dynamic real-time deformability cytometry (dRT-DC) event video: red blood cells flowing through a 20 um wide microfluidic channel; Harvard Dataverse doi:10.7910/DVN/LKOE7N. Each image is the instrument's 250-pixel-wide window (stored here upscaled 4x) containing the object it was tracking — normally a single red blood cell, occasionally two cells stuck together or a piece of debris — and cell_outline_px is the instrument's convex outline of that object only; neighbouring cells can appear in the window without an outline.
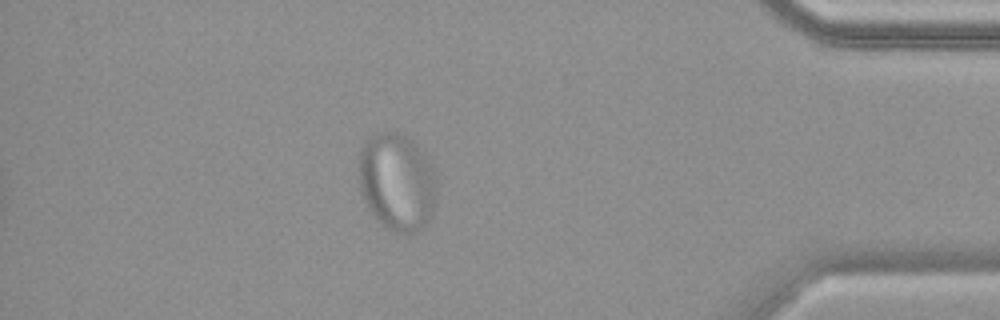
{"species": "common noctule bat (a hibernating species)", "species_latin": "Nyctalus noctula", "temperature_condition": "warm", "stored_images_in_passage": 51, "camera_frame_rate_fps": 3000, "um_per_image_px": 0.085, "animal": {"sex": "female", "body_mass_g": 19.9}, "frame": {"image": 1, "passage_image": 44, "time_ms": 14.333, "image_size_px": [1000, 320], "cell_outline_px": [[436, 204], [432, 216], [420, 232], [392, 232], [376, 220], [368, 208], [364, 200], [360, 188], [356, 168], [360, 148], [372, 136], [380, 132], [396, 132], [408, 136], [432, 156], [436, 180]], "centroid_in_image_um": [33.78, 15.44], "position_along_channel_um": 401.4, "area_um2": 45.89}}